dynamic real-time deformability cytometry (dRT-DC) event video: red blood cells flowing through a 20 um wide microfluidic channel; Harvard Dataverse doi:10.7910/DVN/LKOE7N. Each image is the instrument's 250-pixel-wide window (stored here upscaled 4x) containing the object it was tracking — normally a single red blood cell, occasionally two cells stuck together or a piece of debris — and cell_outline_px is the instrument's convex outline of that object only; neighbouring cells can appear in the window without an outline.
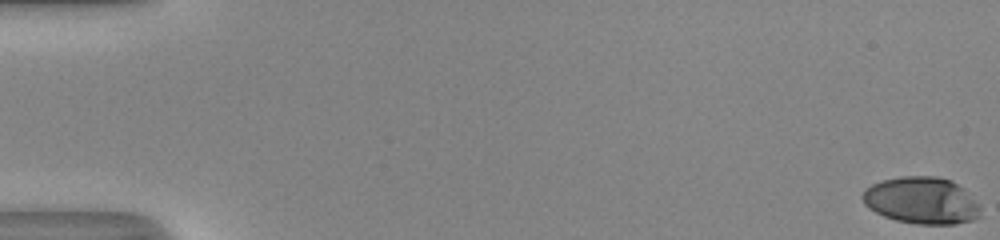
{"species": "human", "species_latin": "Homo sapiens", "temperature_condition": "room temperature", "stored_images_in_passage": 53, "camera_frame_rate_fps": 3000, "um_per_image_px": 0.085, "donor": {"sex": "male"}, "frame": {"image": 1, "passage_image": 1, "time_ms": 0.0, "image_size_px": [1000, 240], "cell_outline_px": [[980, 216], [972, 220], [956, 224], [916, 224], [896, 220], [884, 216], [868, 208], [864, 204], [860, 196], [864, 188], [880, 180], [900, 176], [936, 176], [952, 180], [964, 188], [980, 204]], "centroid_in_image_um": [78.32, 17.03], "position_along_channel_um": 6.7, "area_um2": 32.71}}
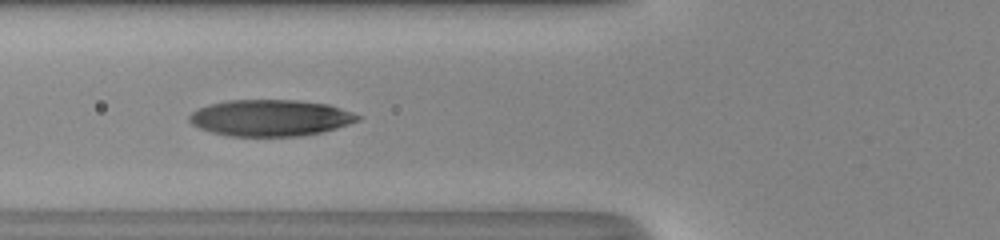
{"frame": {"image": 2, "passage_image": 22, "time_ms": 7.0, "image_size_px": [1000, 240], "cell_outline_px": [[360, 120], [336, 128], [320, 132], [300, 136], [228, 136], [212, 132], [200, 128], [192, 124], [188, 120], [188, 116], [192, 112], [208, 104], [228, 100], [296, 100], [328, 104], [352, 112], [360, 116]], "centroid_in_image_um": [22.96, 10.02], "position_along_channel_um": 102.8, "area_um2": 35.66}}
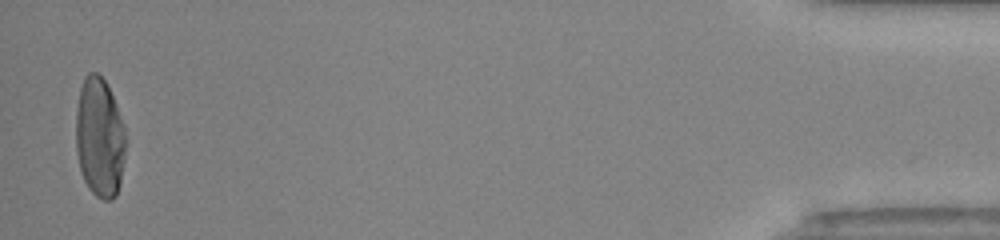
{"frame": {"image": 3, "passage_image": 52, "time_ms": 17.0, "image_size_px": [1000, 240], "cell_outline_px": [[124, 156], [120, 184], [116, 196], [112, 200], [104, 200], [96, 196], [88, 188], [80, 172], [76, 152], [76, 108], [80, 88], [84, 76], [88, 72], [96, 72], [108, 84], [124, 124]], "centroid_in_image_um": [8.45, 11.69], "position_along_channel_um": 426.8, "area_um2": 35.03}, "authors_computed_cell_mechanics": {"area_um2": 35.0268, "velocity_mm_per_s": 4.1297, "shape_relaxation_time_tau1_ms": 6.5538, "shape_relaxation_time_tau2_ms": null, "deformation_change_tau1": 0.2824, "deformation_change_tau2": null}}